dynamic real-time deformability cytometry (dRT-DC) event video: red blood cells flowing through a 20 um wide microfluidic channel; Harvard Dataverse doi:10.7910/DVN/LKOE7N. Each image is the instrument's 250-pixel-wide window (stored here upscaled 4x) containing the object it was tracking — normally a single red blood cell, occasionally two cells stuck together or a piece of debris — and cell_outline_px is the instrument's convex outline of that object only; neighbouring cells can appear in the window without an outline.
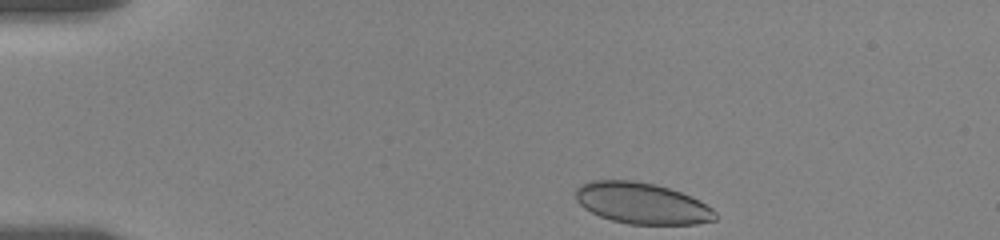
{"species": "human", "species_latin": "Homo sapiens", "temperature_condition": "room temperature", "stored_images_in_passage": 41, "camera_frame_rate_fps": 3000, "um_per_image_px": 0.085, "donor": {"sex": "female"}, "frame": {"image": 1, "passage_image": 1, "time_ms": 0.0, "image_size_px": [1000, 240], "cell_outline_px": [[716, 220], [696, 224], [628, 224], [612, 220], [600, 216], [584, 208], [576, 200], [576, 188], [580, 184], [588, 180], [632, 180], [656, 184], [680, 192], [700, 200], [712, 208], [716, 212]], "centroid_in_image_um": [54.55, 17.27], "position_along_channel_um": 30.4, "area_um2": 33.64}}
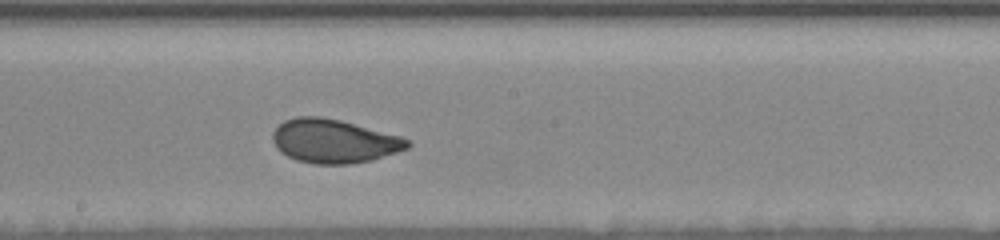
{"frame": {"image": 2, "passage_image": 23, "time_ms": 7.333, "image_size_px": [1000, 240], "cell_outline_px": [[412, 144], [408, 148], [372, 160], [352, 164], [312, 164], [296, 160], [280, 152], [276, 148], [272, 140], [272, 132], [284, 120], [296, 116], [320, 116], [340, 120], [400, 136], [408, 140]], "centroid_in_image_um": [28.35, 12.0], "position_along_channel_um": 219.9, "area_um2": 34.45}}
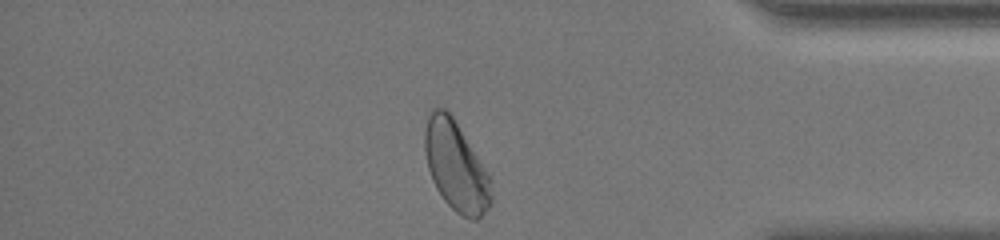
{"frame": {"image": 3, "passage_image": 40, "time_ms": 13.0, "image_size_px": [1000, 240], "cell_outline_px": [[492, 204], [476, 220], [472, 220], [456, 212], [444, 200], [436, 188], [432, 180], [428, 168], [424, 148], [424, 132], [428, 116], [432, 108], [444, 108], [452, 116], [484, 168], [488, 176], [492, 196]], "centroid_in_image_um": [38.72, 14.14], "position_along_channel_um": 396.5, "area_um2": 33.99}}